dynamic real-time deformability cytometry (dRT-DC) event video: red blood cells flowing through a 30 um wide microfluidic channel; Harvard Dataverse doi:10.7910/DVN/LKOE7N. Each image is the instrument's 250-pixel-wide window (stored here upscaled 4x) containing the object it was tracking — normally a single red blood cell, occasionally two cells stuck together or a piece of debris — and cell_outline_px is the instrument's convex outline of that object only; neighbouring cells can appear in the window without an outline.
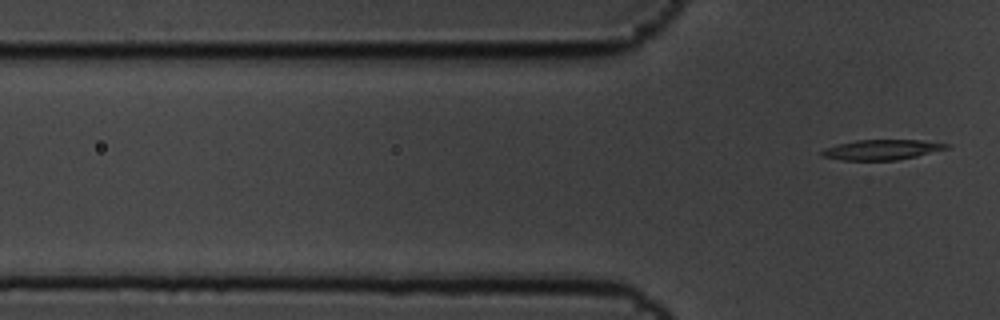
{"species": "common noctule bat (a hibernating species)", "species_latin": "Nyctalus noctula", "temperature_condition": "cold", "stored_images_in_passage": 4, "camera_frame_rate_fps": 3000, "um_per_image_px": 0.085, "animal": {"sex": "male", "body_mass_g": 19.5, "forearm_length_mm": 54.6}, "frame": {"image": 1, "passage_image": 4, "time_ms": 1.0, "image_size_px": [1000, 320], "cell_outline_px": [[948, 148], [916, 156], [896, 160], [844, 160], [820, 156], [820, 152], [824, 148], [856, 140], [920, 140], [948, 144]], "centroid_in_image_um": [74.9, 12.72], "position_along_channel_um": 50.9, "area_um2": 14.39}}